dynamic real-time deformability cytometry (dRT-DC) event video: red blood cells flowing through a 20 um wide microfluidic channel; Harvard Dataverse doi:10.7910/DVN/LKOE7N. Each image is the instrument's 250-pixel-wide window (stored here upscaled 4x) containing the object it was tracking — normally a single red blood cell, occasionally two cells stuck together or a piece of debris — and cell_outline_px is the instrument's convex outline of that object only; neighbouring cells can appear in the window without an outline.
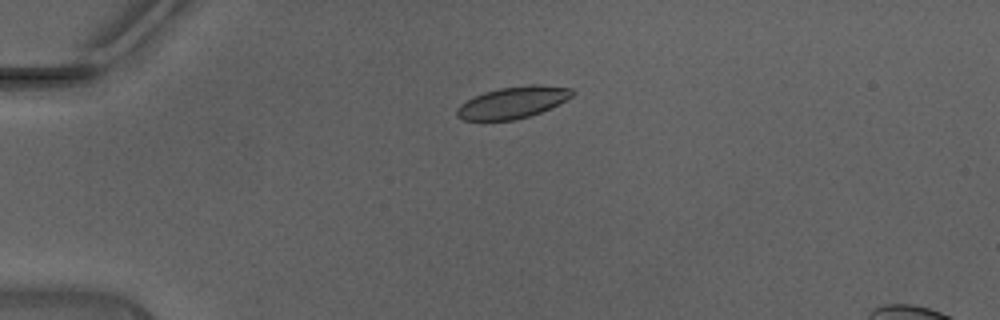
{"species": "Egyptian fruit bat (a non-hibernating species)", "species_latin": "Rousettus aegyptiacus", "temperature_condition": "warm", "stored_images_in_passage": 36, "camera_frame_rate_fps": 3000, "um_per_image_px": 0.085, "animal": {"sex": "male"}, "frame": {"image": 1, "passage_image": 1, "time_ms": 0.0, "image_size_px": [1000, 320], "cell_outline_px": [[576, 92], [572, 96], [540, 112], [516, 120], [464, 120], [456, 116], [456, 108], [460, 104], [484, 92], [500, 88], [532, 84], [572, 88]], "centroid_in_image_um": [43.56, 8.71], "position_along_channel_um": 41.4, "area_um2": 20.98}}
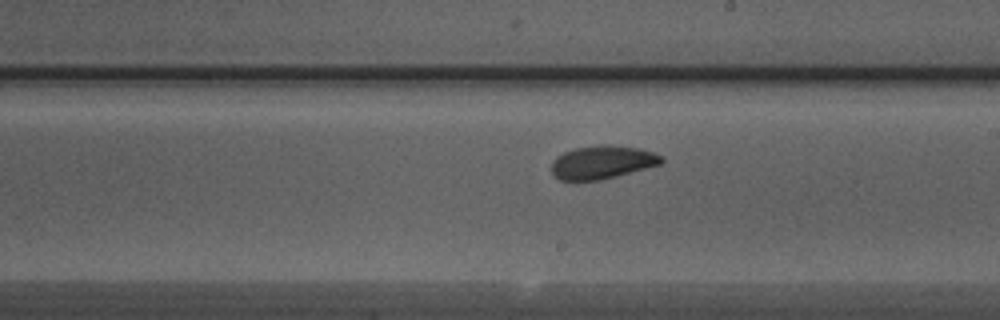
{"frame": {"image": 2, "passage_image": 17, "time_ms": 5.333, "image_size_px": [1000, 320], "cell_outline_px": [[664, 160], [660, 164], [616, 176], [600, 180], [560, 180], [552, 172], [552, 160], [556, 156], [564, 152], [576, 148], [600, 144], [608, 144], [640, 148], [664, 156]], "centroid_in_image_um": [51.2, 13.77], "position_along_channel_um": 237.8, "area_um2": 21.27}}
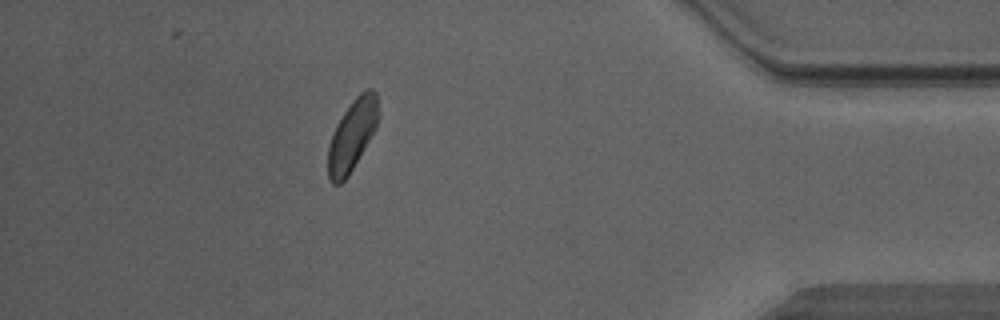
{"frame": {"image": 3, "passage_image": 31, "time_ms": 10.0, "image_size_px": [1000, 320], "cell_outline_px": [[376, 128], [348, 176], [340, 184], [332, 184], [328, 180], [328, 148], [336, 124], [344, 112], [356, 96], [364, 88], [372, 88], [376, 92]], "centroid_in_image_um": [29.9, 11.51], "position_along_channel_um": 405.3, "area_um2": 20.35}, "authors_computed_cell_mechanics": {"area_um2": 21.0392, "velocity_mm_per_s": 4.4353, "shape_relaxation_time_tau1_ms": 2.066, "shape_relaxation_time_tau2_ms": 3.0759, "deformation_change_tau1": 0.076, "deformation_change_tau2": 0.0677}}